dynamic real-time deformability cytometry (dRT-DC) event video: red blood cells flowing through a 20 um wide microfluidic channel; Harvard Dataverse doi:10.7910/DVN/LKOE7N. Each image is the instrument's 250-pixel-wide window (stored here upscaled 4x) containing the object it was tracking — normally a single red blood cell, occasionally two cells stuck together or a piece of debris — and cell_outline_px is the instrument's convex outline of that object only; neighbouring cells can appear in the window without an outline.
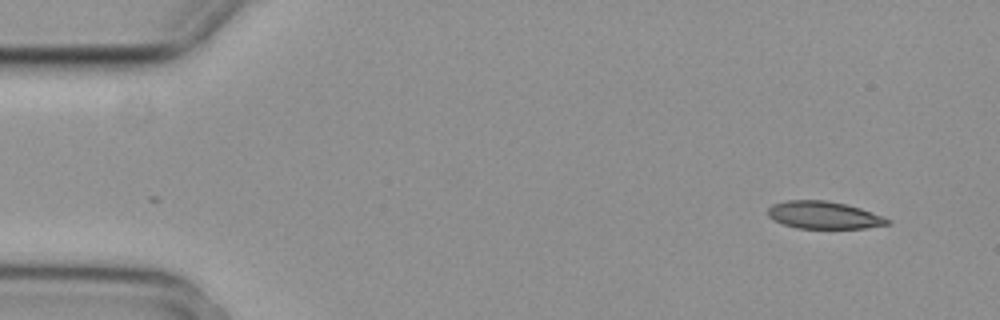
{"species": "common noctule bat (a hibernating species)", "species_latin": "Nyctalus noctula", "temperature_condition": "cold", "stored_images_in_passage": 4, "camera_frame_rate_fps": 3000, "um_per_image_px": 0.085, "animal": {"sex": "female", "body_mass_g": 29.2, "forearm_length_mm": 56.3}, "frame": {"image": 1, "passage_image": 1, "time_ms": 0.0, "image_size_px": [1000, 320], "cell_outline_px": [[892, 224], [864, 228], [796, 228], [784, 224], [768, 216], [768, 208], [772, 204], [788, 200], [824, 200], [844, 204], [860, 208], [892, 220]], "centroid_in_image_um": [70.04, 18.28], "position_along_channel_um": 15.0, "area_um2": 18.96}}
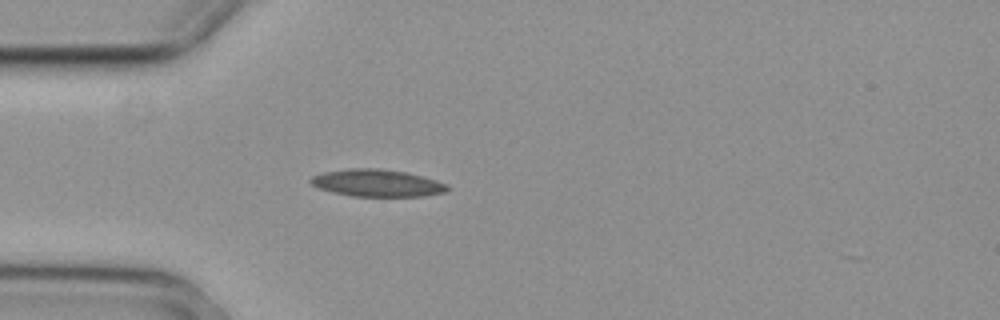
{"frame": {"image": 2, "passage_image": 4, "time_ms": 1.0, "image_size_px": [1000, 320], "cell_outline_px": [[452, 188], [448, 192], [424, 196], [352, 196], [332, 192], [320, 188], [312, 184], [308, 180], [312, 176], [324, 172], [348, 168], [380, 168], [408, 172], [436, 180], [448, 184]], "centroid_in_image_um": [32.11, 15.55], "position_along_channel_um": 52.9, "area_um2": 21.91}}